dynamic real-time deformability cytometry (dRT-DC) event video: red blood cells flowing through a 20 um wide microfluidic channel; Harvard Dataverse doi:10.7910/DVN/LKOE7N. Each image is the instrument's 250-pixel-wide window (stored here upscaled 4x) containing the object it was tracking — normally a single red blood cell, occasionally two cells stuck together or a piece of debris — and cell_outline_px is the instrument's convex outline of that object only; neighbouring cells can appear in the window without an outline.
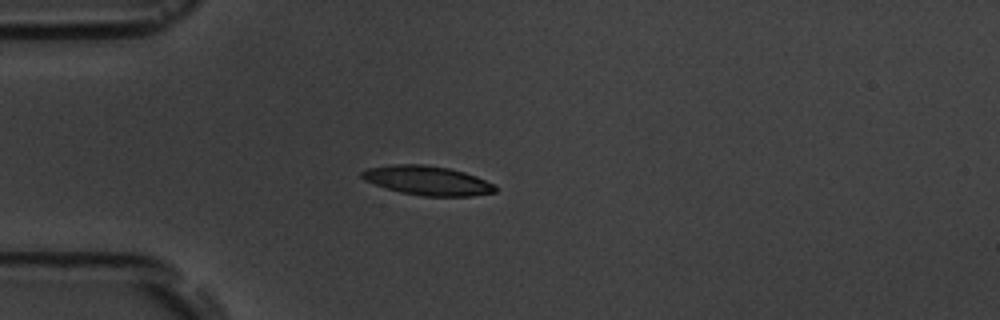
{"species": "common noctule bat (a hibernating species)", "species_latin": "Nyctalus noctula", "temperature_condition": "room temperature", "stored_images_in_passage": 4, "camera_frame_rate_fps": 3000, "um_per_image_px": 0.085, "animal": {"sex": "male", "body_mass_g": 19.5, "forearm_length_mm": 54.6}, "frame": {"image": 1, "passage_image": 4, "time_ms": 3.667, "image_size_px": [1000, 320], "cell_outline_px": [[496, 192], [472, 196], [424, 196], [400, 192], [364, 180], [360, 176], [360, 172], [368, 168], [392, 164], [420, 164], [448, 168], [464, 172], [476, 176], [492, 184], [496, 188]], "centroid_in_image_um": [36.31, 15.34], "position_along_channel_um": 48.7, "area_um2": 22.48}}